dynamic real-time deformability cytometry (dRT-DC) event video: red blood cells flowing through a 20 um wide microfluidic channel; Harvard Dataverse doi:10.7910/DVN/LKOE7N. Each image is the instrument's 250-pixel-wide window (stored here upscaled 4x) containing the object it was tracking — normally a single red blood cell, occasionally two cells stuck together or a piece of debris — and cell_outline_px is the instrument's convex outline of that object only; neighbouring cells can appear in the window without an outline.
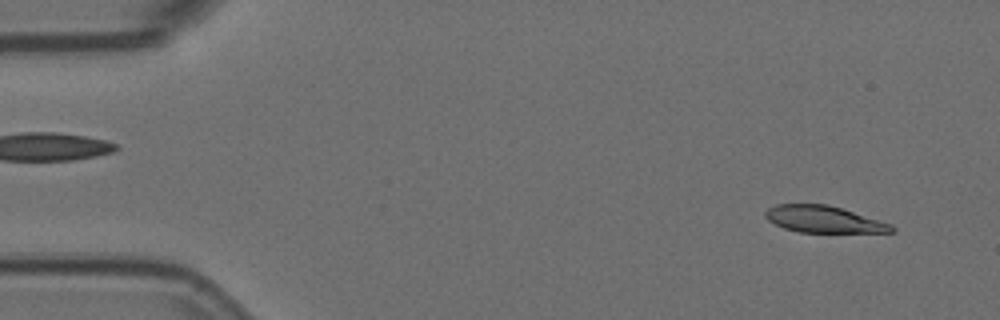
{"species": "Egyptian fruit bat (a non-hibernating species)", "species_latin": "Rousettus aegyptiacus", "temperature_condition": "room temperature", "stored_images_in_passage": 13, "camera_frame_rate_fps": 3000, "um_per_image_px": 0.085, "animal": {"sex": "female"}, "frame": {"image": 1, "passage_image": 3, "time_ms": 0.667, "image_size_px": [1000, 320], "cell_outline_px": [[896, 232], [800, 232], [784, 228], [768, 220], [764, 216], [764, 212], [768, 208], [776, 204], [828, 204], [892, 224], [896, 228]], "centroid_in_image_um": [70.01, 18.64], "position_along_channel_um": 15.0, "area_um2": 19.59}}